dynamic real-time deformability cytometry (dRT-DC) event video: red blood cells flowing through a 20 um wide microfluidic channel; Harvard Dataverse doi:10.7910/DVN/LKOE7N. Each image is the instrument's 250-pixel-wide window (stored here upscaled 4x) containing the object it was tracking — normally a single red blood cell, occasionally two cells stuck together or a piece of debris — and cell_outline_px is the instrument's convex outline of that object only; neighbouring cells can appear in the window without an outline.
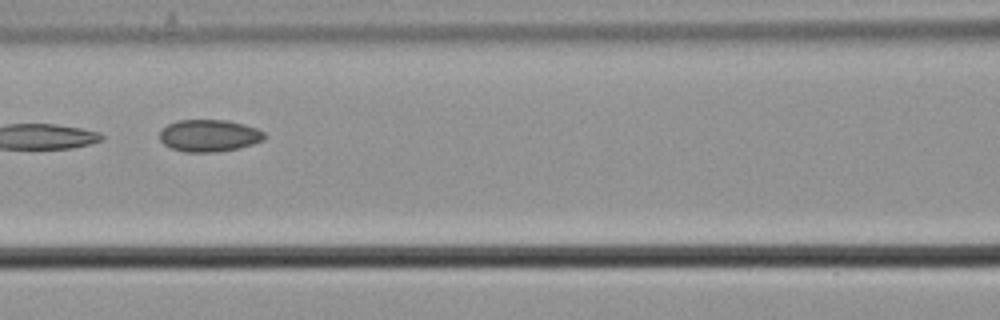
{"species": "common noctule bat (a hibernating species)", "species_latin": "Nyctalus noctula", "temperature_condition": "cold", "stored_images_in_passage": 8, "camera_frame_rate_fps": 3000, "um_per_image_px": 0.085, "animal": {"sex": "male", "body_mass_g": 21.5, "forearm_length_mm": 52.0}, "frame": {"image": 1, "passage_image": 7, "time_ms": 2.0, "image_size_px": [1000, 320], "cell_outline_px": [[268, 136], [264, 140], [252, 144], [236, 148], [216, 152], [184, 152], [172, 148], [164, 144], [160, 140], [160, 128], [176, 120], [228, 120], [244, 124], [256, 128], [264, 132]], "centroid_in_image_um": [17.77, 11.52], "position_along_channel_um": 148.8, "area_um2": 19.71}}